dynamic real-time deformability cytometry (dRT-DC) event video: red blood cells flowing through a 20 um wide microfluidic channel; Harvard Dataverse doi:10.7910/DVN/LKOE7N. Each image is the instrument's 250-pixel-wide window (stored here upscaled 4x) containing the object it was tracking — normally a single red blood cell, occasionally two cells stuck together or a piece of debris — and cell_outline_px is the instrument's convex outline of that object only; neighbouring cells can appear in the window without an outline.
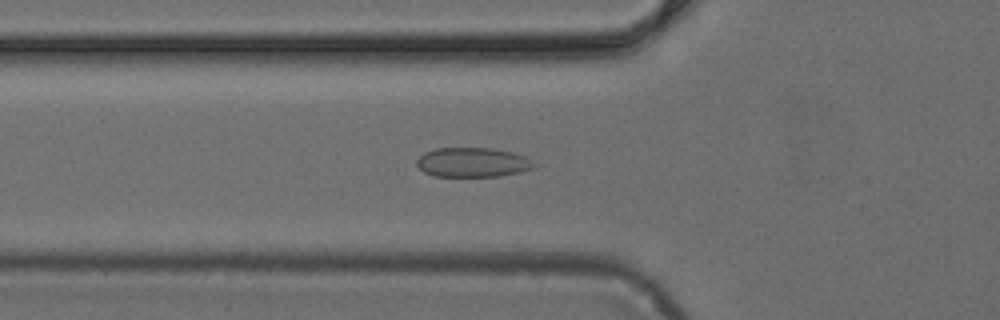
{"species": "common noctule bat (a hibernating species)", "species_latin": "Nyctalus noctula", "temperature_condition": "cold", "stored_images_in_passage": 34, "camera_frame_rate_fps": 3000, "um_per_image_px": 0.085, "animal": {"sex": "female", "body_mass_g": 24.6, "forearm_length_mm": 56.2}, "frame": {"image": 1, "passage_image": 9, "time_ms": 2.667, "image_size_px": [1000, 320], "cell_outline_px": [[536, 164], [532, 168], [520, 172], [500, 176], [432, 176], [424, 172], [416, 164], [416, 160], [424, 152], [436, 148], [492, 148], [512, 152], [528, 156]], "centroid_in_image_um": [40.18, 13.79], "position_along_channel_um": 85.6, "area_um2": 20.29}}
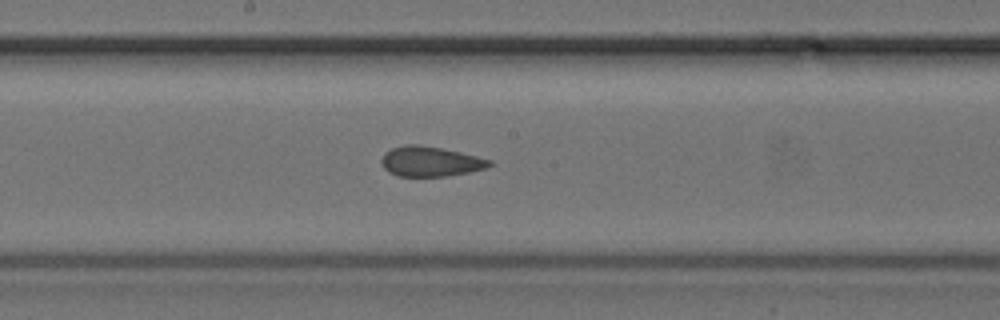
{"frame": {"image": 2, "passage_image": 18, "time_ms": 5.667, "image_size_px": [1000, 320], "cell_outline_px": [[492, 164], [484, 168], [468, 172], [448, 176], [400, 176], [388, 172], [384, 168], [380, 160], [384, 152], [392, 148], [404, 144], [420, 144], [460, 152], [492, 160]], "centroid_in_image_um": [36.53, 13.71], "position_along_channel_um": 211.7, "area_um2": 18.84}}
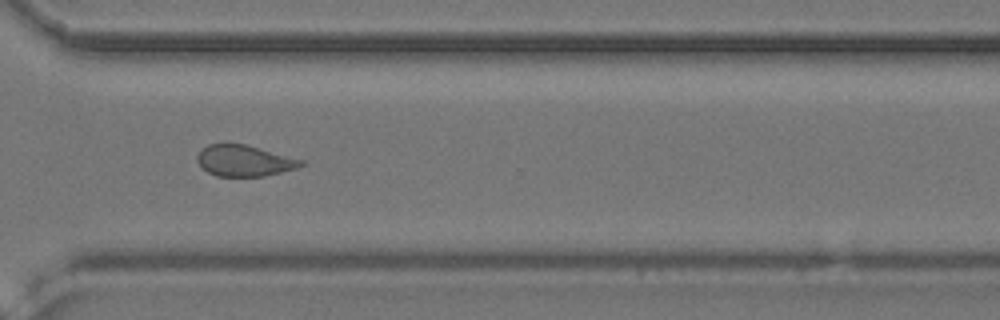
{"frame": {"image": 3, "passage_image": 28, "time_ms": 9.0, "image_size_px": [1000, 320], "cell_outline_px": [[304, 164], [296, 168], [264, 176], [216, 176], [200, 168], [196, 160], [196, 156], [208, 144], [244, 144], [304, 160]], "centroid_in_image_um": [20.73, 13.67], "position_along_channel_um": 349.9, "area_um2": 18.67}}